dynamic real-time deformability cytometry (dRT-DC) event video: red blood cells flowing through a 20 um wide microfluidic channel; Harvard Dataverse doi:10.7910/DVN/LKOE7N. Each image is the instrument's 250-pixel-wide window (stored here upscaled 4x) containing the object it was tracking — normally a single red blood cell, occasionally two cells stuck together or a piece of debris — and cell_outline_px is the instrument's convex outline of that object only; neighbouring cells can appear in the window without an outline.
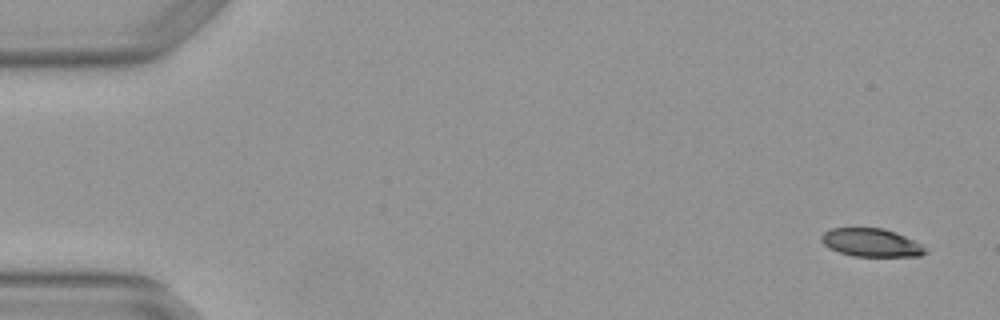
{"species": "Egyptian fruit bat (a non-hibernating species)", "species_latin": "Rousettus aegyptiacus", "temperature_condition": "warm", "stored_images_in_passage": 5, "camera_frame_rate_fps": 3000, "um_per_image_px": 0.085, "animal": {"sex": "female"}, "frame": {"image": 1, "passage_image": 1, "time_ms": 0.0, "image_size_px": [1000, 320], "cell_outline_px": [[928, 252], [920, 256], [852, 256], [828, 248], [820, 240], [820, 236], [824, 232], [832, 228], [884, 228], [896, 232], [920, 244]], "centroid_in_image_um": [74.02, 20.62], "position_along_channel_um": 11.0, "area_um2": 16.99}}
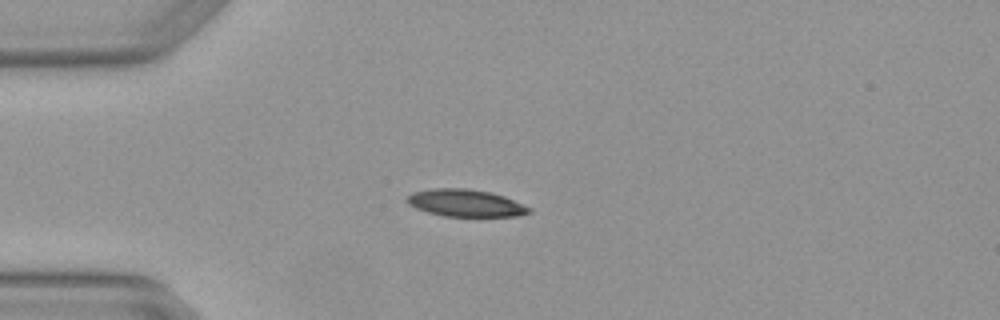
{"frame": {"image": 2, "passage_image": 4, "time_ms": 1.0, "image_size_px": [1000, 320], "cell_outline_px": [[532, 212], [520, 216], [444, 216], [428, 212], [416, 208], [408, 204], [404, 200], [412, 192], [436, 188], [464, 188], [488, 192], [504, 196], [532, 208]], "centroid_in_image_um": [39.57, 17.26], "position_along_channel_um": 45.4, "area_um2": 19.31}}